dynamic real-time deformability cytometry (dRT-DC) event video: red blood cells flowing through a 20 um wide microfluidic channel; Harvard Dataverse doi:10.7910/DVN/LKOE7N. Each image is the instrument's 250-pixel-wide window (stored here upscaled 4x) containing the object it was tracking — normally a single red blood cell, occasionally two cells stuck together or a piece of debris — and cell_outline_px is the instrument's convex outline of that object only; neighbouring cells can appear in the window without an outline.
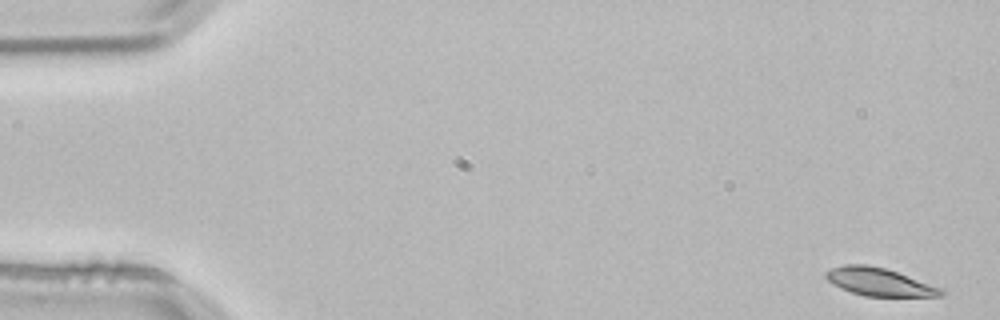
{"species": "common noctule bat (a hibernating species)", "species_latin": "Nyctalus noctula", "temperature_condition": "room temperature", "stored_images_in_passage": 53, "camera_frame_rate_fps": 3000, "um_per_image_px": 0.085, "animal": {"sex": "male", "body_mass_g": 21.5, "forearm_length_mm": 52.0}, "frame": {"image": 1, "passage_image": 1, "time_ms": 0.0, "image_size_px": [1000, 320], "cell_outline_px": [[944, 296], [864, 296], [840, 288], [832, 284], [824, 276], [824, 272], [832, 268], [844, 264], [868, 264], [884, 268], [944, 288]], "centroid_in_image_um": [74.73, 23.96], "position_along_channel_um": 10.3, "area_um2": 18.73}}
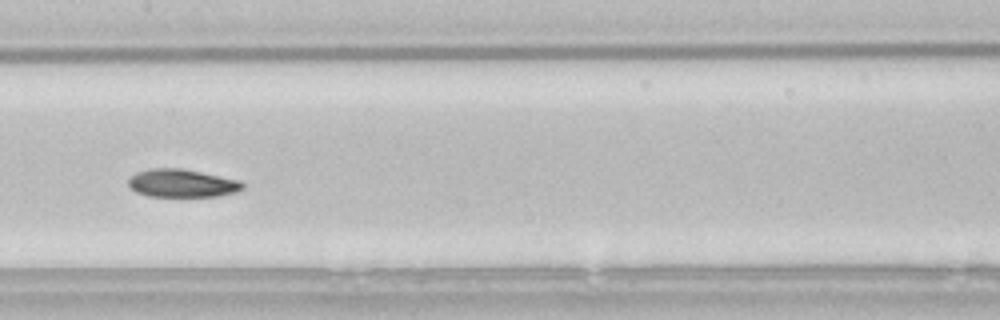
{"frame": {"image": 2, "passage_image": 26, "time_ms": 8.333, "image_size_px": [1000, 320], "cell_outline_px": [[244, 188], [236, 192], [220, 196], [148, 196], [136, 192], [128, 184], [128, 176], [136, 172], [148, 168], [184, 168], [240, 180], [244, 184]], "centroid_in_image_um": [15.46, 15.56], "position_along_channel_um": 191.9, "area_um2": 18.9}}
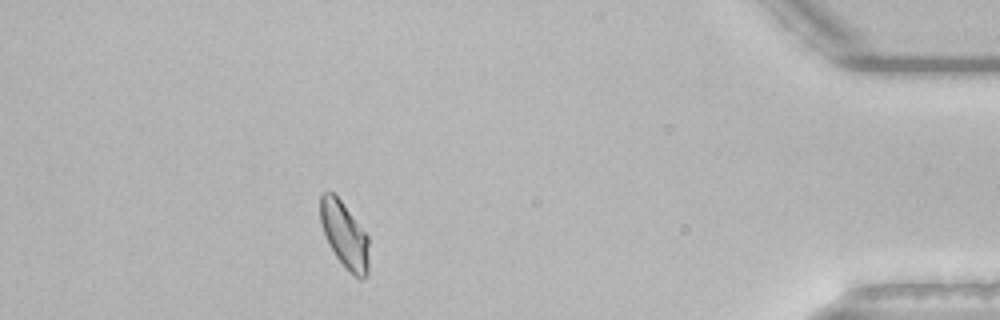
{"frame": {"image": 3, "passage_image": 47, "time_ms": 15.333, "image_size_px": [1000, 320], "cell_outline_px": [[368, 276], [360, 280], [344, 268], [328, 244], [320, 220], [320, 196], [324, 192], [332, 192], [340, 200], [368, 236]], "centroid_in_image_um": [29.28, 20.02], "position_along_channel_um": 405.9, "area_um2": 18.61}, "authors_computed_cell_mechanics": {"area_um2": 18.9584, "velocity_mm_per_s": 3.7966, "shape_relaxation_time_tau1_ms": 4.8823, "shape_relaxation_time_tau2_ms": 2.1118, "deformation_change_tau1": 0.1298, "deformation_change_tau2": 0.0601}}